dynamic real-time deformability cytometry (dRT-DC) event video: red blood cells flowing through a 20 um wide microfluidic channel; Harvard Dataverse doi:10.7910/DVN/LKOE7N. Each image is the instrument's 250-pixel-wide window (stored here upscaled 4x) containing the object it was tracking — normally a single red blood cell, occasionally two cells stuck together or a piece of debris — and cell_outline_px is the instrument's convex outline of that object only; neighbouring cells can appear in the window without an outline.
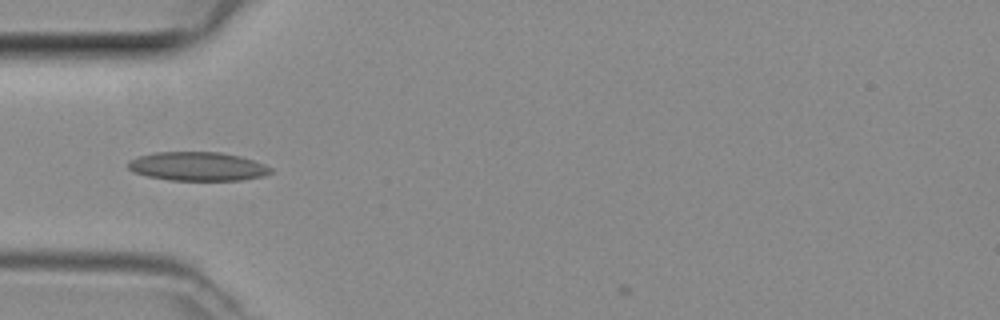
{"species": "common noctule bat (a hibernating species)", "species_latin": "Nyctalus noctula", "temperature_condition": "room temperature", "stored_images_in_passage": 29, "camera_frame_rate_fps": 3000, "um_per_image_px": 0.085, "animal": {"sex": "female", "body_mass_g": 29.2, "forearm_length_mm": 56.3}, "frame": {"image": 1, "passage_image": 1, "time_ms": 0.0, "image_size_px": [1000, 320], "cell_outline_px": [[272, 172], [264, 176], [240, 180], [172, 180], [148, 176], [136, 172], [128, 168], [128, 160], [140, 156], [156, 152], [220, 152], [240, 156], [264, 164], [272, 168]], "centroid_in_image_um": [16.82, 14.14], "position_along_channel_um": 68.2, "area_um2": 23.76}}
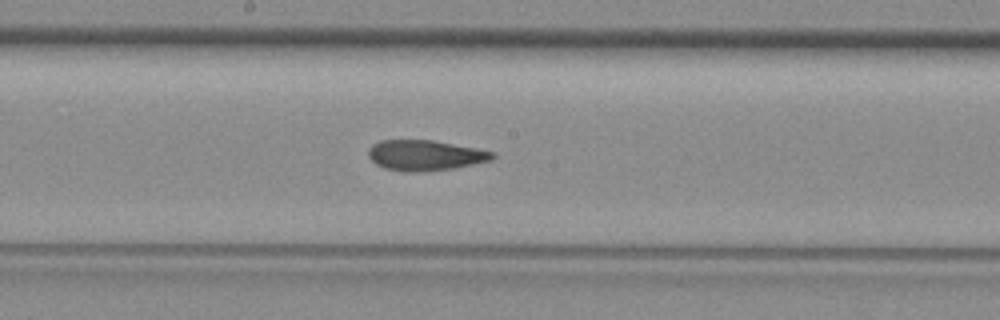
{"frame": {"image": 2, "passage_image": 11, "time_ms": 3.333, "image_size_px": [1000, 320], "cell_outline_px": [[496, 156], [492, 160], [452, 168], [416, 172], [412, 172], [384, 168], [376, 164], [368, 156], [368, 148], [372, 144], [380, 140], [432, 140], [476, 148], [496, 152]], "centroid_in_image_um": [36.13, 13.19], "position_along_channel_um": 212.1, "area_um2": 21.91}}
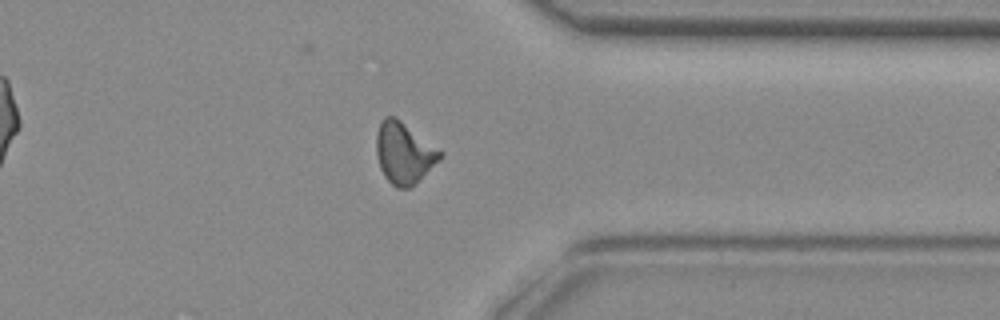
{"frame": {"image": 3, "passage_image": 23, "time_ms": 7.333, "image_size_px": [1000, 320], "cell_outline_px": [[444, 156], [416, 184], [408, 188], [396, 188], [384, 176], [380, 168], [376, 152], [376, 132], [380, 120], [384, 116], [396, 116], [444, 152]], "centroid_in_image_um": [34.35, 12.99], "position_along_channel_um": 377.1, "area_um2": 23.24}}